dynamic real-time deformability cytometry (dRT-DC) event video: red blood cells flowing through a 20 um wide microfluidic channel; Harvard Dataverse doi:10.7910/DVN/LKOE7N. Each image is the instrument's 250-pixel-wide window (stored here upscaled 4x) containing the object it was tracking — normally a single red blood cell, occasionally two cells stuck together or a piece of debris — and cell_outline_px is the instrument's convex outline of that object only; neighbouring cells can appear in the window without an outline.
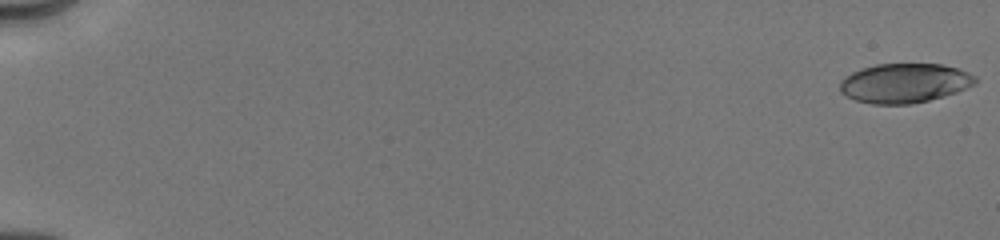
{"species": "human", "species_latin": "Homo sapiens", "temperature_condition": "cold", "stored_images_in_passage": 10, "camera_frame_rate_fps": 3000, "um_per_image_px": 0.085, "donor": {"sex": "male"}, "frame": {"image": 1, "passage_image": 1, "time_ms": 0.0, "image_size_px": [1000, 240], "cell_outline_px": [[976, 84], [956, 92], [944, 96], [928, 100], [908, 104], [872, 104], [856, 100], [840, 92], [840, 80], [844, 76], [852, 72], [876, 64], [940, 64], [960, 68], [976, 76]], "centroid_in_image_um": [76.9, 7.06], "position_along_channel_um": 8.1, "area_um2": 31.1}}
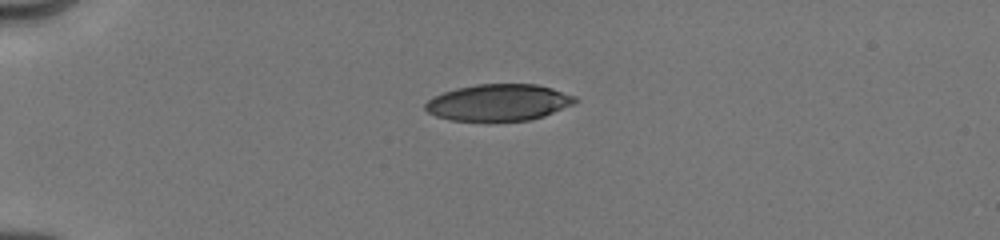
{"frame": {"image": 2, "passage_image": 7, "time_ms": 4.667, "image_size_px": [1000, 240], "cell_outline_px": [[580, 100], [572, 104], [544, 116], [528, 120], [452, 120], [436, 116], [428, 112], [424, 108], [424, 104], [428, 100], [444, 92], [456, 88], [476, 84], [536, 84], [552, 88], [576, 96]], "centroid_in_image_um": [42.39, 8.7], "position_along_channel_um": 42.6, "area_um2": 31.67}}
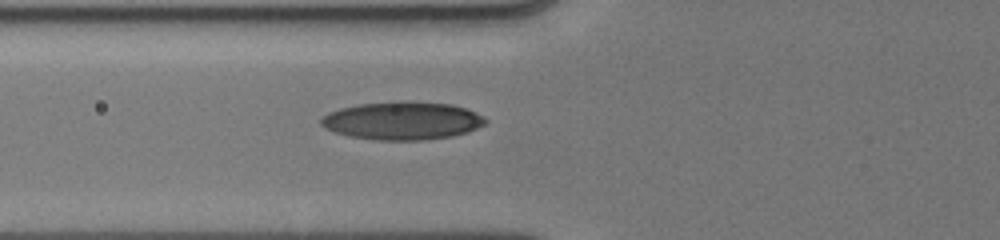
{"frame": {"image": 3, "passage_image": 10, "time_ms": 7.0, "image_size_px": [1000, 240], "cell_outline_px": [[488, 120], [484, 124], [468, 132], [452, 136], [424, 140], [376, 140], [348, 136], [324, 128], [320, 124], [320, 116], [328, 112], [340, 108], [356, 104], [400, 100], [452, 104], [476, 112], [484, 116]], "centroid_in_image_um": [34.16, 10.25], "position_along_channel_um": 91.6, "area_um2": 36.88}}